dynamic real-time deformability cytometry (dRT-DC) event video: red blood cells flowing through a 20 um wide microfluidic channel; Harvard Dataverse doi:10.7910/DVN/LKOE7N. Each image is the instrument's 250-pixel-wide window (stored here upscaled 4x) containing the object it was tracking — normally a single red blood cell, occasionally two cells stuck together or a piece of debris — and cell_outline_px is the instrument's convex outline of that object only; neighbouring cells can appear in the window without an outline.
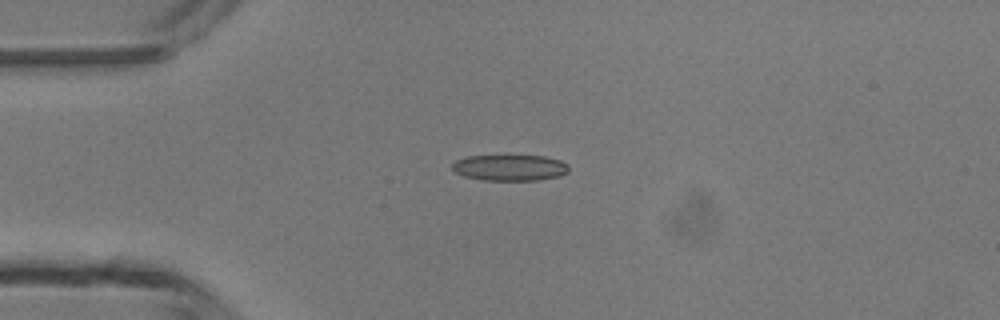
{"species": "common noctule bat (a hibernating species)", "species_latin": "Nyctalus noctula", "temperature_condition": "room temperature", "stored_images_in_passage": 5, "camera_frame_rate_fps": 3000, "um_per_image_px": 0.085, "animal": {"sex": "male", "body_mass_g": 13.3}, "frame": {"image": 1, "passage_image": 5, "time_ms": 5.0, "image_size_px": [1000, 320], "cell_outline_px": [[568, 172], [560, 176], [536, 180], [484, 180], [464, 176], [456, 172], [452, 168], [452, 164], [456, 160], [468, 156], [508, 152], [544, 156], [560, 160], [568, 164]], "centroid_in_image_um": [43.34, 14.19], "position_along_channel_um": 41.7, "area_um2": 18.67}}